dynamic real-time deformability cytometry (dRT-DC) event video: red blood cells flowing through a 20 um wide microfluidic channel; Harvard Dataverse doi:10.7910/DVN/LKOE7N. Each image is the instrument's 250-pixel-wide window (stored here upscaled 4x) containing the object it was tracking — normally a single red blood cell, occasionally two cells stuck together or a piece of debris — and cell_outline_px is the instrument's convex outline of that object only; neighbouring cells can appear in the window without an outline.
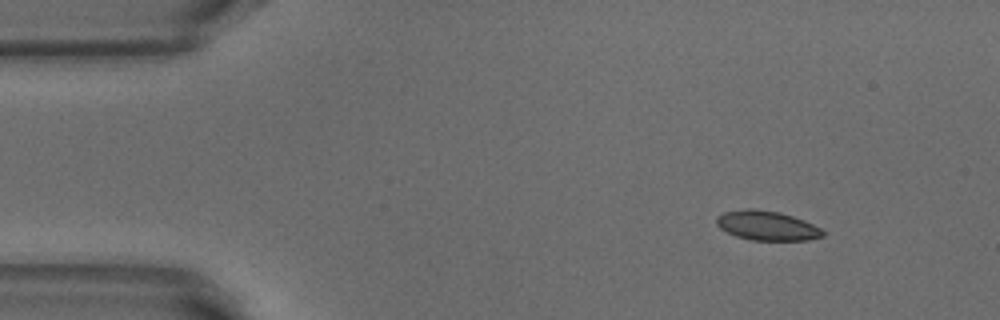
{"species": "common noctule bat (a hibernating species)", "species_latin": "Nyctalus noctula", "temperature_condition": "warm", "stored_images_in_passage": 47, "camera_frame_rate_fps": 3000, "um_per_image_px": 0.085, "animal": {"sex": "male", "body_mass_g": 18.8}, "frame": {"image": 1, "passage_image": 1, "time_ms": 0.0, "image_size_px": [1000, 320], "cell_outline_px": [[824, 236], [808, 240], [752, 240], [736, 236], [720, 228], [716, 224], [716, 216], [724, 212], [748, 208], [752, 208], [780, 212], [804, 220], [820, 228], [824, 232]], "centroid_in_image_um": [65.18, 19.17], "position_along_channel_um": 19.8, "area_um2": 18.21}}
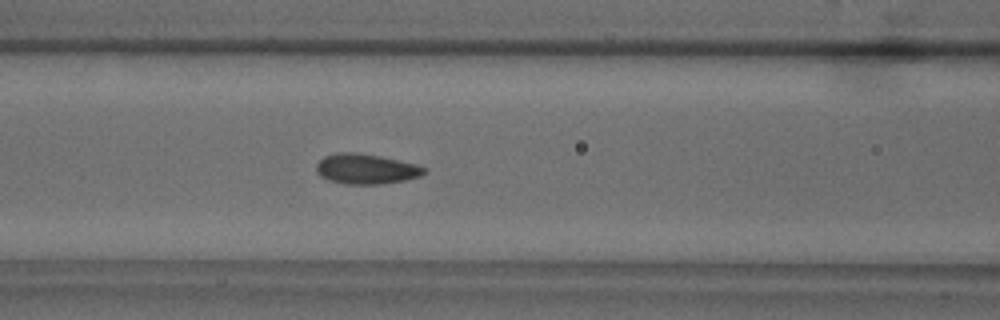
{"frame": {"image": 2, "passage_image": 16, "time_ms": 5.0, "image_size_px": [1000, 320], "cell_outline_px": [[428, 172], [420, 176], [404, 180], [380, 184], [344, 184], [328, 180], [320, 176], [316, 172], [316, 164], [324, 156], [340, 152], [356, 152], [380, 156], [416, 164], [428, 168]], "centroid_in_image_um": [31.12, 14.36], "position_along_channel_um": 135.5, "area_um2": 19.07}}
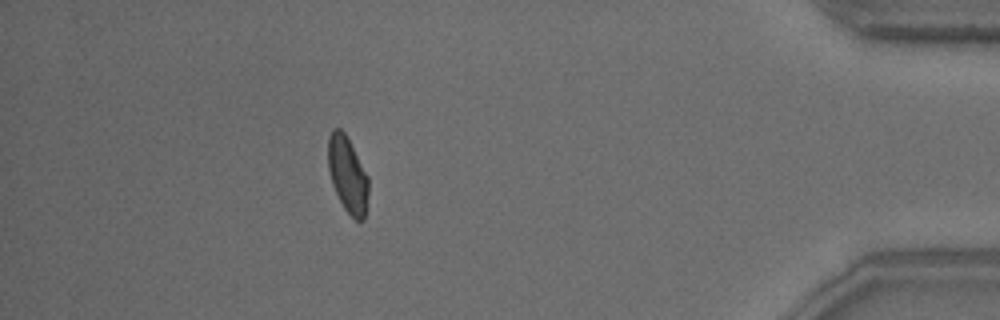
{"frame": {"image": 3, "passage_image": 41, "time_ms": 13.333, "image_size_px": [1000, 320], "cell_outline_px": [[368, 196], [364, 220], [356, 220], [344, 208], [332, 184], [328, 168], [328, 136], [332, 128], [340, 128], [344, 132], [368, 176]], "centroid_in_image_um": [29.53, 14.83], "position_along_channel_um": 405.7, "area_um2": 17.69}, "authors_computed_cell_mechanics": {"area_um2": 18.207, "velocity_mm_per_s": 3.8665, "shape_relaxation_time_tau1_ms": 8.9673, "shape_relaxation_time_tau2_ms": 0.91, "deformation_change_tau1": 0.1873, "deformation_change_tau2": 0.0653}}